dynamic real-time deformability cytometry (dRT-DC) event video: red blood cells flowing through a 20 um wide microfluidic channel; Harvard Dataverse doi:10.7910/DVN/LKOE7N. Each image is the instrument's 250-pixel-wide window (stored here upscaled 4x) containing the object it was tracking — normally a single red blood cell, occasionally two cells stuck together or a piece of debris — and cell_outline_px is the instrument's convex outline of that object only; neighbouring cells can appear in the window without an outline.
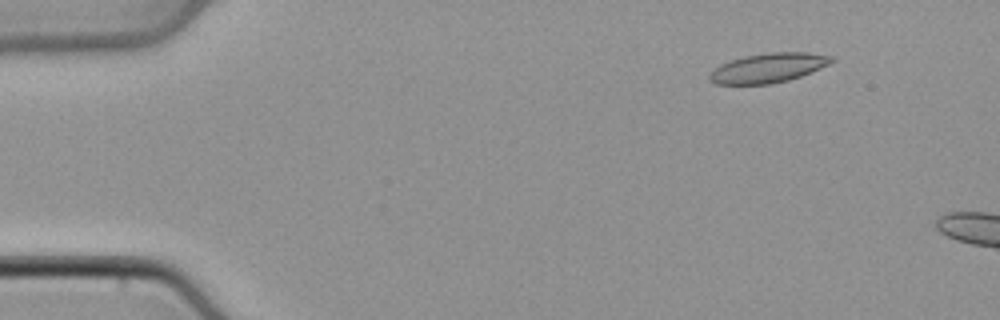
{"species": "common noctule bat (a hibernating species)", "species_latin": "Nyctalus noctula", "temperature_condition": "cold", "stored_images_in_passage": 10, "camera_frame_rate_fps": 3000, "um_per_image_px": 0.085, "animal": {"sex": "male", "body_mass_g": 21.5, "forearm_length_mm": 52.0}, "frame": {"image": 1, "passage_image": 6, "time_ms": 1.667, "image_size_px": [1000, 320], "cell_outline_px": [[836, 60], [820, 68], [800, 76], [788, 80], [772, 84], [716, 84], [708, 76], [720, 64], [744, 56], [772, 52], [808, 52], [836, 56]], "centroid_in_image_um": [65.36, 5.76], "position_along_channel_um": 19.6, "area_um2": 20.81}}